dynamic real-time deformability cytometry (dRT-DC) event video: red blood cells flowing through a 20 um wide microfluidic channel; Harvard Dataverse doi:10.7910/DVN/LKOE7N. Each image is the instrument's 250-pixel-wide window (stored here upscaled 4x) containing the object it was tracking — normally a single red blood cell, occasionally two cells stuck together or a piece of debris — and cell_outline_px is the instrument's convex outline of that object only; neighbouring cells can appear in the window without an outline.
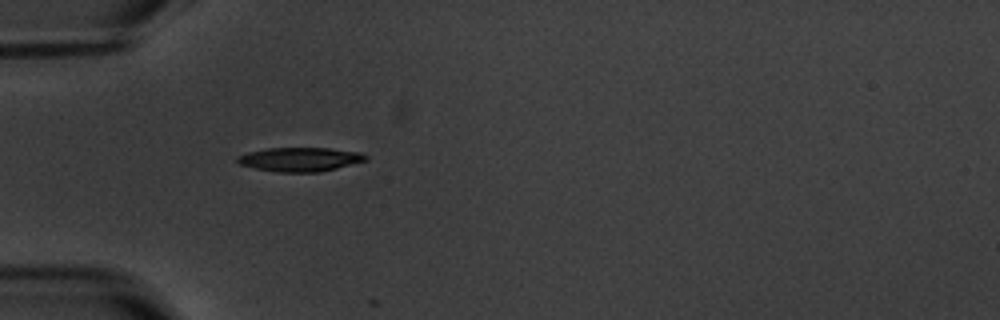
{"species": "common noctule bat (a hibernating species)", "species_latin": "Nyctalus noctula", "temperature_condition": "warm", "stored_images_in_passage": 1, "camera_frame_rate_fps": 3000, "um_per_image_px": 0.085, "animal": {"sex": "male", "body_mass_g": 20.1, "forearm_length_mm": 53.5}, "frame": {"image": 1, "passage_image": 1, "time_ms": 0.0, "image_size_px": [1000, 320], "cell_outline_px": [[368, 160], [320, 172], [276, 172], [256, 168], [240, 164], [236, 160], [236, 156], [248, 152], [268, 148], [328, 148], [360, 152], [368, 156]], "centroid_in_image_um": [25.51, 13.54], "position_along_channel_um": 59.5, "area_um2": 17.92}}